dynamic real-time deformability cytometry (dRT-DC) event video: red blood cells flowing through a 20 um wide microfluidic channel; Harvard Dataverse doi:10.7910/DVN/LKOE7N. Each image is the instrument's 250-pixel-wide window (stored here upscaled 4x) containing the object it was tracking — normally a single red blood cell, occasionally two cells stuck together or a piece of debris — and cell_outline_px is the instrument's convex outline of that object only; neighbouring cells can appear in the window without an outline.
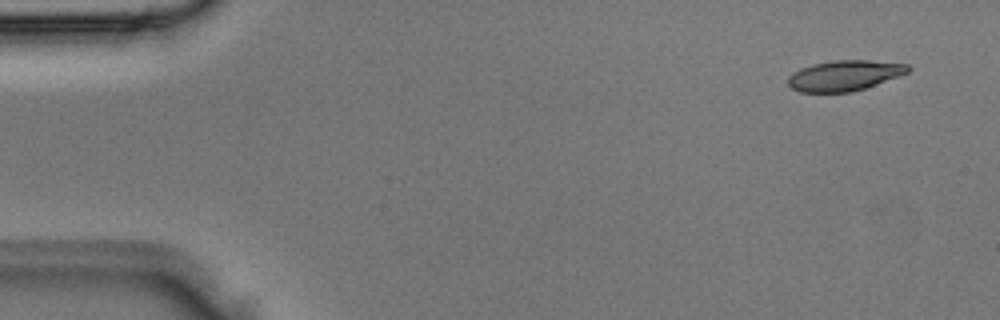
{"species": "Egyptian fruit bat (a non-hibernating species)", "species_latin": "Rousettus aegyptiacus", "temperature_condition": "room temperature", "stored_images_in_passage": 4, "camera_frame_rate_fps": 3000, "um_per_image_px": 0.085, "animal": {"sex": "male"}, "frame": {"image": 1, "passage_image": 1, "time_ms": 0.0, "image_size_px": [1000, 320], "cell_outline_px": [[912, 68], [908, 72], [900, 76], [852, 92], [800, 92], [792, 88], [788, 84], [788, 76], [800, 68], [812, 64], [832, 60], [868, 60], [908, 64]], "centroid_in_image_um": [71.78, 6.41], "position_along_channel_um": 13.2, "area_um2": 21.33}}
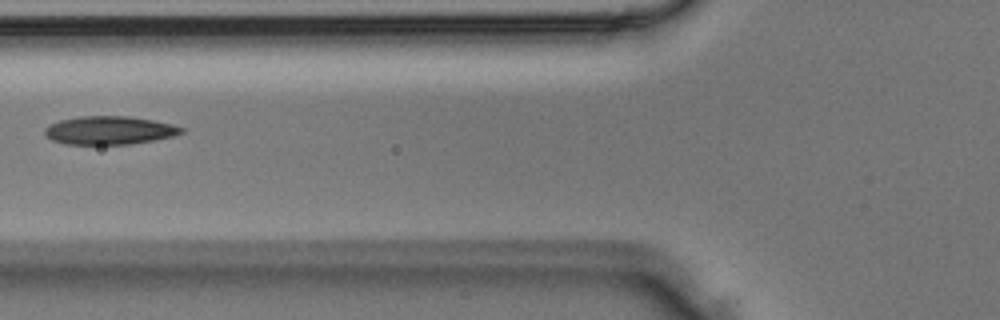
{"frame": {"image": 2, "passage_image": 4, "time_ms": 1.0, "image_size_px": [1000, 320], "cell_outline_px": [[184, 132], [172, 136], [152, 140], [128, 144], [64, 144], [52, 140], [44, 136], [44, 128], [60, 120], [80, 116], [128, 116], [152, 120], [172, 124], [184, 128]], "centroid_in_image_um": [9.26, 11.08], "position_along_channel_um": 116.5, "area_um2": 22.43}}